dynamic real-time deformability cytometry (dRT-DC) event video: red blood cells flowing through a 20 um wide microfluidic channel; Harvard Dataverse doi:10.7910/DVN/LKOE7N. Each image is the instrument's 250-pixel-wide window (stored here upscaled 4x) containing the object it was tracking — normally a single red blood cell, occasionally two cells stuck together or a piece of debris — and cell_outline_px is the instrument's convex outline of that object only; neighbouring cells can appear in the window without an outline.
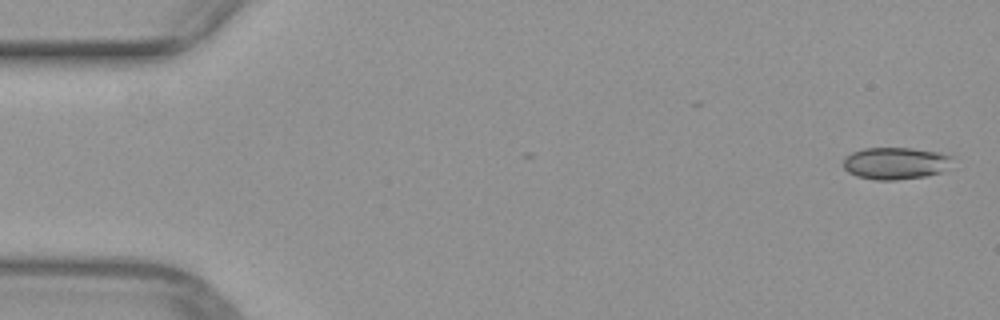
{"species": "common noctule bat (a hibernating species)", "species_latin": "Nyctalus noctula", "temperature_condition": "warm", "stored_images_in_passage": 50, "camera_frame_rate_fps": 3000, "um_per_image_px": 0.085, "animal": {"sex": "female", "body_mass_g": 29.2, "forearm_length_mm": 56.3}, "frame": {"image": 1, "passage_image": 1, "time_ms": 0.0, "image_size_px": [1000, 320], "cell_outline_px": [[952, 156], [940, 172], [924, 176], [896, 180], [876, 180], [856, 176], [848, 172], [844, 168], [844, 156], [852, 152], [864, 148], [912, 148], [940, 152]], "centroid_in_image_um": [76.03, 13.87], "position_along_channel_um": 9.0, "area_um2": 20.11}}
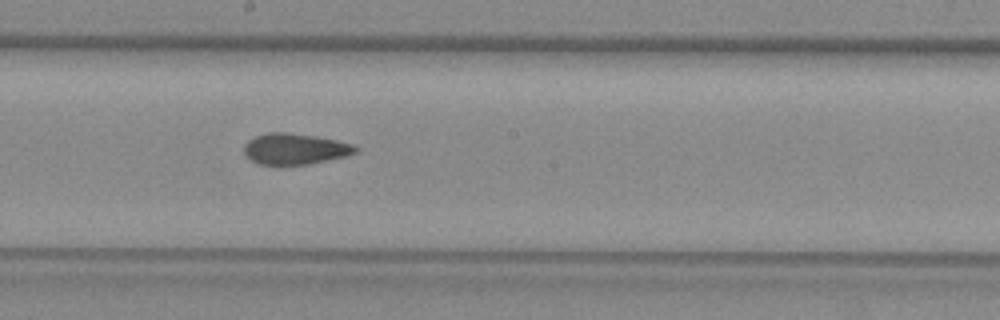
{"frame": {"image": 2, "passage_image": 27, "time_ms": 8.667, "image_size_px": [1000, 320], "cell_outline_px": [[360, 152], [348, 156], [308, 164], [284, 168], [276, 168], [256, 164], [244, 152], [244, 144], [248, 140], [256, 136], [268, 132], [284, 132], [312, 136], [336, 140], [352, 144], [360, 148]], "centroid_in_image_um": [25.06, 12.72], "position_along_channel_um": 223.1, "area_um2": 20.92}}
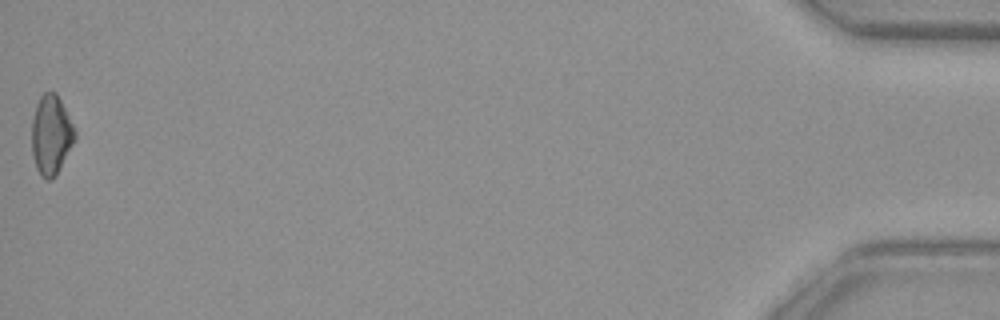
{"frame": {"image": 3, "passage_image": 50, "time_ms": 16.333, "image_size_px": [1000, 320], "cell_outline_px": [[76, 136], [56, 176], [52, 180], [44, 180], [40, 176], [36, 168], [32, 152], [32, 120], [36, 104], [40, 96], [44, 92], [56, 92], [76, 132]], "centroid_in_image_um": [4.32, 11.49], "position_along_channel_um": 430.9, "area_um2": 19.83}}